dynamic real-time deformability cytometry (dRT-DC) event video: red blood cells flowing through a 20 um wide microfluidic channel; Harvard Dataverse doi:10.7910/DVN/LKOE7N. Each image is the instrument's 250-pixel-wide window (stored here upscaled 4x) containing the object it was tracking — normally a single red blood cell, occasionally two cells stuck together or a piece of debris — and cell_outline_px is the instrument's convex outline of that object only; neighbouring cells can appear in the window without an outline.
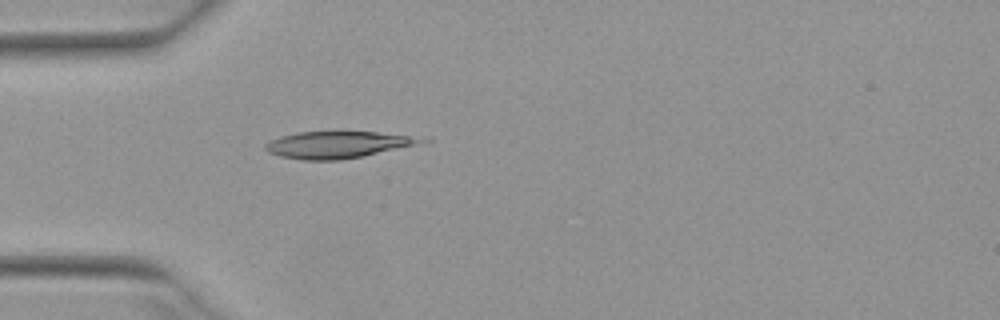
{"species": "Egyptian fruit bat (a non-hibernating species)", "species_latin": "Rousettus aegyptiacus", "temperature_condition": "warm", "stored_images_in_passage": 18, "camera_frame_rate_fps": 3000, "um_per_image_px": 0.085, "animal": {"sex": "female"}, "frame": {"image": 1, "passage_image": 1, "time_ms": 0.0, "image_size_px": [1000, 320], "cell_outline_px": [[432, 140], [360, 156], [340, 160], [300, 160], [280, 156], [268, 152], [264, 148], [264, 144], [280, 136], [296, 132], [376, 132], [408, 136]], "centroid_in_image_um": [28.56, 12.3], "position_along_channel_um": 56.4, "area_um2": 23.7}}
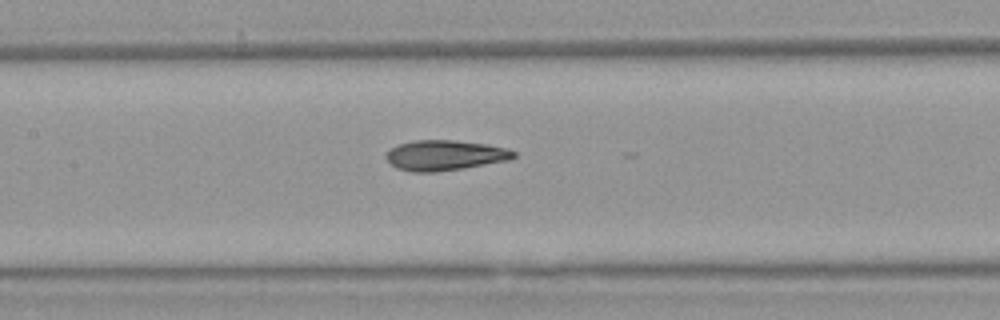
{"frame": {"image": 2, "passage_image": 10, "time_ms": 3.0, "image_size_px": [1000, 320], "cell_outline_px": [[516, 156], [508, 160], [464, 168], [436, 172], [412, 172], [396, 168], [384, 156], [392, 148], [400, 144], [412, 140], [452, 140], [488, 144], [508, 148], [516, 152]], "centroid_in_image_um": [37.83, 13.2], "position_along_channel_um": 169.6, "area_um2": 22.48}}
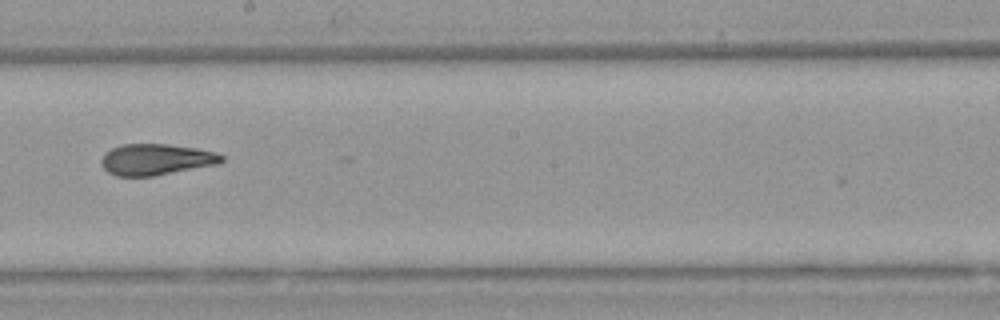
{"frame": {"image": 3, "passage_image": 15, "time_ms": 4.667, "image_size_px": [1000, 320], "cell_outline_px": [[224, 160], [220, 164], [152, 176], [116, 176], [108, 172], [100, 164], [100, 160], [104, 152], [112, 148], [124, 144], [168, 144], [196, 148], [216, 152], [224, 156]], "centroid_in_image_um": [13.27, 13.55], "position_along_channel_um": 234.9, "area_um2": 22.02}}